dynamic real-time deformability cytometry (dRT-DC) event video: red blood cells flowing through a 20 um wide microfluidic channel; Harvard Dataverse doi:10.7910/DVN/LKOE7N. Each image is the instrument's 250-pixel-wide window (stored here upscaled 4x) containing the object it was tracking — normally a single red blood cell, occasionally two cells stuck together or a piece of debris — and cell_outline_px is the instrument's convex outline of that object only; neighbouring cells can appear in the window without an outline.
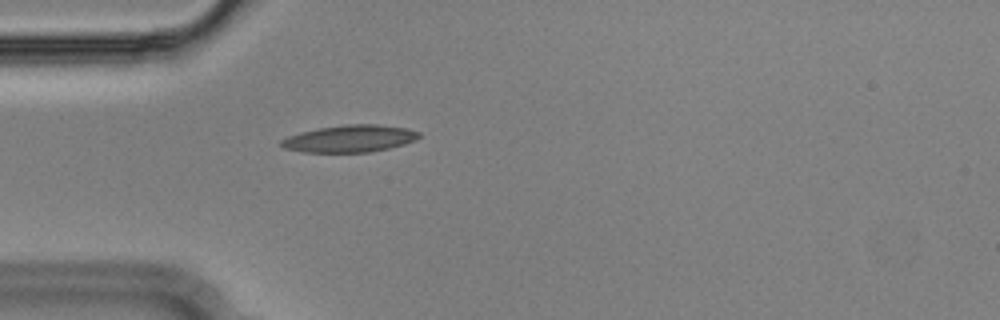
{"species": "Egyptian fruit bat (a non-hibernating species)", "species_latin": "Rousettus aegyptiacus", "temperature_condition": "cold", "stored_images_in_passage": 57, "camera_frame_rate_fps": 3000, "um_per_image_px": 0.085, "animal": {"sex": "male"}, "frame": {"image": 1, "passage_image": 16, "time_ms": 5.0, "image_size_px": [1000, 320], "cell_outline_px": [[420, 136], [416, 140], [404, 144], [388, 148], [368, 152], [304, 152], [284, 148], [280, 144], [280, 140], [288, 136], [300, 132], [320, 128], [344, 124], [376, 124], [408, 128], [420, 132]], "centroid_in_image_um": [29.74, 11.77], "position_along_channel_um": 55.3, "area_um2": 21.73}}
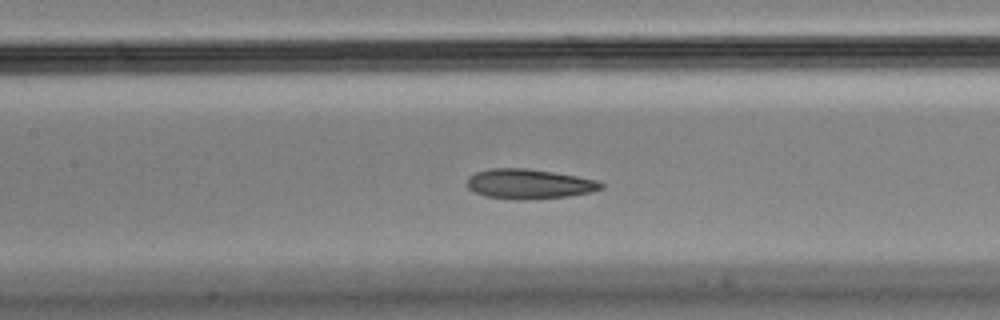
{"frame": {"image": 2, "passage_image": 26, "time_ms": 8.333, "image_size_px": [1000, 320], "cell_outline_px": [[604, 188], [592, 192], [568, 196], [532, 200], [516, 200], [484, 196], [468, 188], [468, 176], [476, 172], [488, 168], [528, 168], [576, 176], [596, 180], [604, 184]], "centroid_in_image_um": [44.97, 15.64], "position_along_channel_um": 162.4, "area_um2": 23.47}}
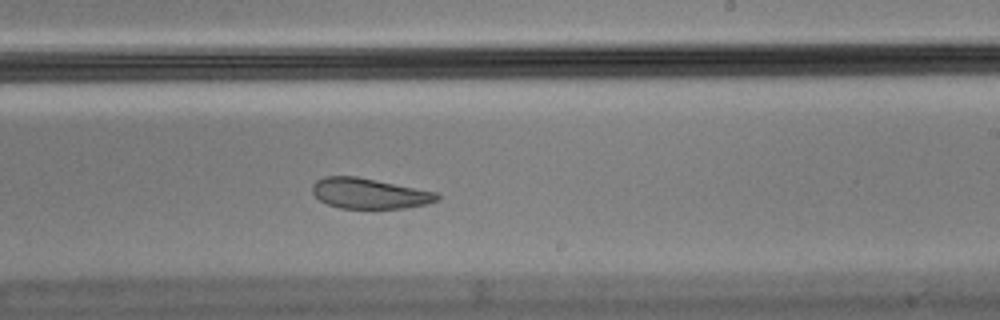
{"frame": {"image": 3, "passage_image": 34, "time_ms": 11.0, "image_size_px": [1000, 320], "cell_outline_px": [[440, 200], [428, 204], [404, 208], [340, 208], [328, 204], [320, 200], [312, 192], [312, 184], [316, 180], [324, 176], [356, 176], [440, 192]], "centroid_in_image_um": [31.45, 16.43], "position_along_channel_um": 257.6, "area_um2": 22.37}}